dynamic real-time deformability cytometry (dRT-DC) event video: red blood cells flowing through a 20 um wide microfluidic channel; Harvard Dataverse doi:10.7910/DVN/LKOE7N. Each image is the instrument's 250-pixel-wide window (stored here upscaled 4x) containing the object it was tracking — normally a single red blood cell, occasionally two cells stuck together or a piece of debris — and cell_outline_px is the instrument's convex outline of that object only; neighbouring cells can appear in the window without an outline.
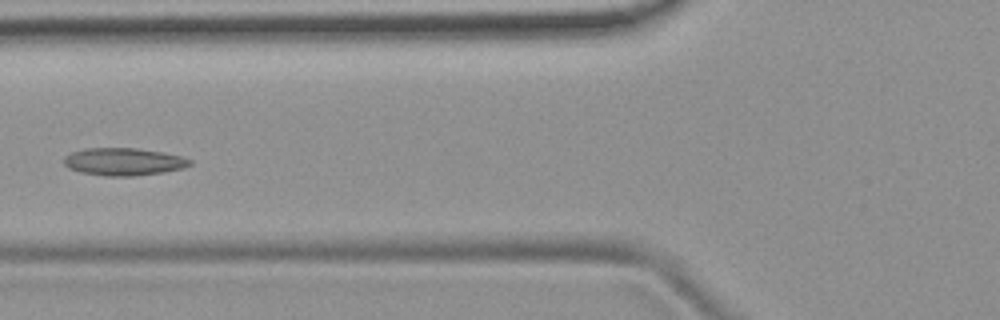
{"species": "common noctule bat (a hibernating species)", "species_latin": "Nyctalus noctula", "temperature_condition": "room temperature", "stored_images_in_passage": 6, "camera_frame_rate_fps": 3000, "um_per_image_px": 0.085, "animal": {"sex": "female", "body_mass_g": 19.9}, "frame": {"image": 1, "passage_image": 6, "time_ms": 6.0, "image_size_px": [1000, 320], "cell_outline_px": [[192, 164], [184, 168], [164, 172], [132, 176], [104, 176], [80, 172], [68, 168], [64, 164], [64, 156], [72, 152], [84, 148], [136, 148], [164, 152], [180, 156], [192, 160]], "centroid_in_image_um": [10.51, 13.74], "position_along_channel_um": 115.3, "area_um2": 20.35}}